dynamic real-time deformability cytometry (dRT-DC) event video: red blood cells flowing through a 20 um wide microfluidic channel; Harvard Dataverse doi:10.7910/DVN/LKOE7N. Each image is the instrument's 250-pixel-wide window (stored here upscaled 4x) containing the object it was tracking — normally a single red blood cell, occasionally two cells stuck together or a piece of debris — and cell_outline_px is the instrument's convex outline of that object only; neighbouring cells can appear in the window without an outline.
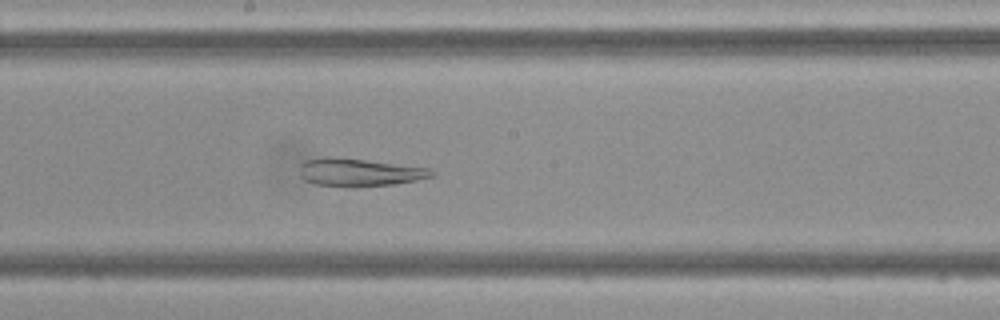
{"species": "Egyptian fruit bat (a non-hibernating species)", "species_latin": "Rousettus aegyptiacus", "temperature_condition": "cold", "stored_images_in_passage": 48, "camera_frame_rate_fps": 3000, "um_per_image_px": 0.085, "frame": {"image": 1, "passage_image": 26, "time_ms": 8.333, "image_size_px": [1000, 320], "cell_outline_px": [[436, 176], [396, 184], [316, 184], [304, 180], [300, 176], [300, 164], [304, 160], [324, 156], [328, 156], [364, 160], [432, 168], [436, 172]], "centroid_in_image_um": [30.57, 14.6], "position_along_channel_um": 217.6, "area_um2": 20.69}}
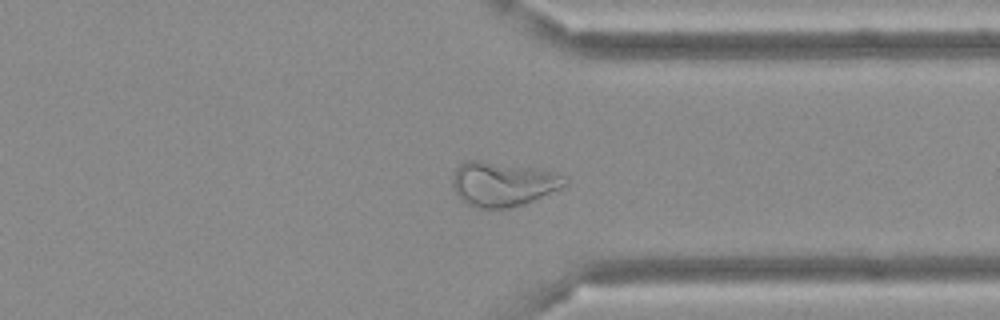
{"frame": {"image": 2, "passage_image": 37, "time_ms": 12.0, "image_size_px": [1000, 320], "cell_outline_px": [[568, 184], [560, 188], [524, 204], [508, 208], [480, 208], [468, 204], [456, 192], [452, 184], [452, 180], [456, 168], [460, 164], [468, 160], [480, 160], [532, 168], [552, 172], [568, 180]], "centroid_in_image_um": [42.72, 15.64], "position_along_channel_um": 368.7, "area_um2": 28.5}}
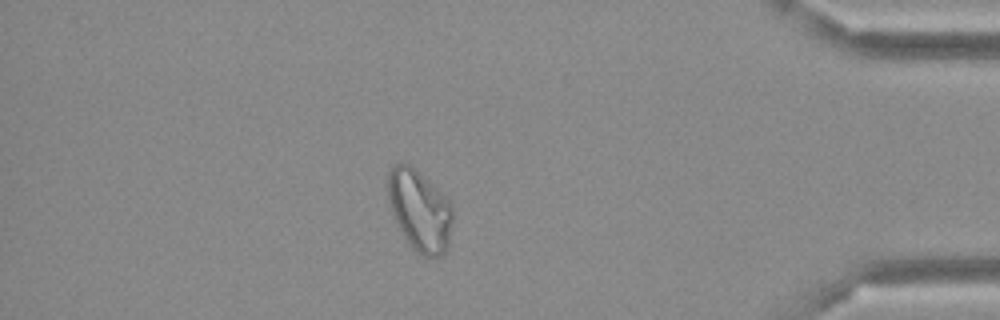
{"frame": {"image": 3, "passage_image": 42, "time_ms": 13.667, "image_size_px": [1000, 320], "cell_outline_px": [[452, 220], [448, 248], [440, 256], [424, 256], [416, 252], [412, 248], [404, 236], [392, 212], [388, 200], [388, 172], [396, 164], [408, 164], [428, 180], [452, 204]], "centroid_in_image_um": [35.68, 17.91], "position_along_channel_um": 399.5, "area_um2": 30.11}}